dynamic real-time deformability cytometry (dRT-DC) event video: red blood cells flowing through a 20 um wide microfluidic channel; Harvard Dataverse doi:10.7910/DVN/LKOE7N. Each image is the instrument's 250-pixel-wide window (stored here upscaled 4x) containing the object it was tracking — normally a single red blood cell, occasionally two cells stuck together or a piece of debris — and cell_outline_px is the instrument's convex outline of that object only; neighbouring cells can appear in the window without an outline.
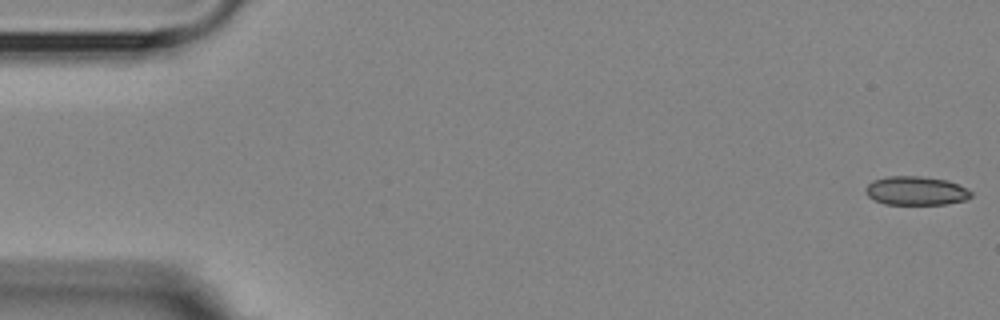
{"species": "Egyptian fruit bat (a non-hibernating species)", "species_latin": "Rousettus aegyptiacus", "temperature_condition": "room temperature", "stored_images_in_passage": 6, "segment_of_instrument_passage": [1, 2], "camera_frame_rate_fps": 3000, "um_per_image_px": 0.085, "animal": {"sex": "female"}, "frame": {"image": 1, "passage_image": 1, "time_ms": 0.0, "image_size_px": [1000, 320], "cell_outline_px": [[972, 196], [964, 200], [948, 204], [884, 204], [868, 196], [864, 192], [864, 188], [872, 180], [888, 176], [920, 176], [948, 180], [972, 192]], "centroid_in_image_um": [77.82, 16.21], "position_along_channel_um": 7.2, "area_um2": 17.69}}
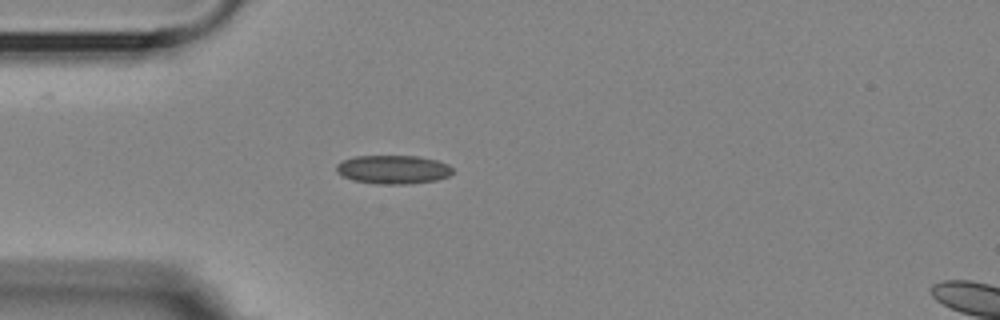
{"frame": {"image": 2, "passage_image": 5, "time_ms": 4.667, "image_size_px": [1000, 320], "cell_outline_px": [[452, 172], [448, 176], [436, 180], [412, 184], [376, 184], [352, 180], [336, 172], [336, 164], [340, 160], [356, 156], [416, 156], [436, 160], [448, 164], [452, 168]], "centroid_in_image_um": [33.38, 14.41], "position_along_channel_um": 51.6, "area_um2": 19.54}}